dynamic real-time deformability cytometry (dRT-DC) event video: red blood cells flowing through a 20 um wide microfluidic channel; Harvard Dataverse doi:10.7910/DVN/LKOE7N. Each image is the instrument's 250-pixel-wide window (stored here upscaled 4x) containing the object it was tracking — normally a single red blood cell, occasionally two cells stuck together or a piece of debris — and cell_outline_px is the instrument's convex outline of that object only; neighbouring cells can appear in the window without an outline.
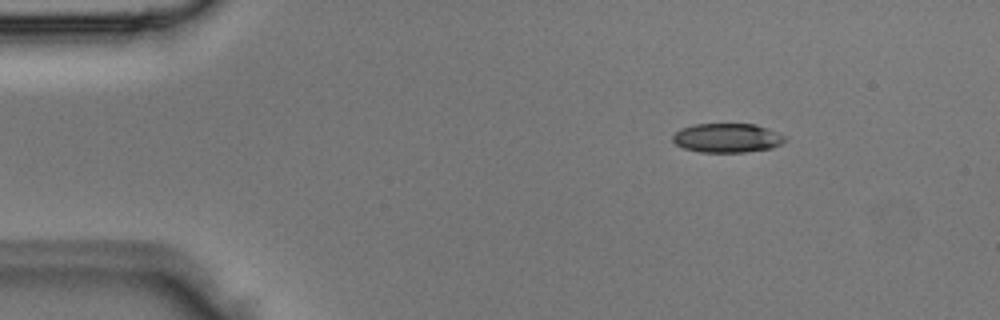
{"species": "Egyptian fruit bat (a non-hibernating species)", "species_latin": "Rousettus aegyptiacus", "temperature_condition": "room temperature", "stored_images_in_passage": 3, "camera_frame_rate_fps": 3000, "um_per_image_px": 0.085, "animal": {"sex": "male"}, "frame": {"image": 1, "passage_image": 1, "time_ms": 0.0, "image_size_px": [1000, 320], "cell_outline_px": [[788, 140], [772, 148], [744, 152], [700, 152], [684, 148], [676, 144], [672, 140], [672, 136], [680, 128], [692, 124], [756, 124], [768, 128], [788, 136]], "centroid_in_image_um": [61.84, 11.72], "position_along_channel_um": 23.2, "area_um2": 19.31}}
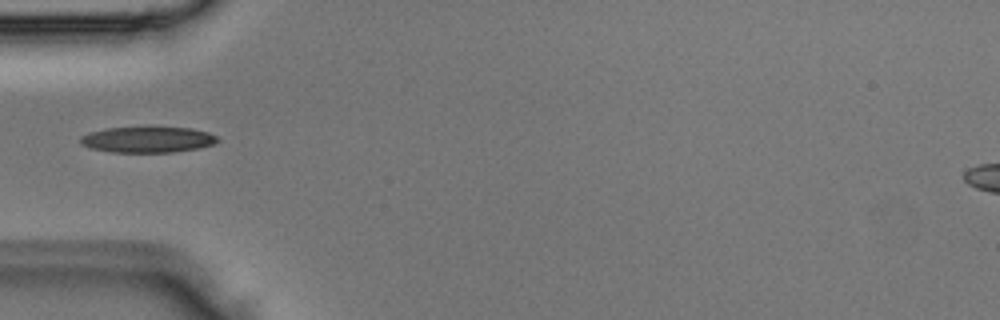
{"frame": {"image": 2, "passage_image": 3, "time_ms": 0.667, "image_size_px": [1000, 320], "cell_outline_px": [[220, 140], [212, 144], [196, 148], [172, 152], [112, 152], [92, 148], [80, 144], [80, 136], [88, 132], [104, 128], [148, 124], [152, 124], [192, 128], [208, 132], [216, 136]], "centroid_in_image_um": [12.51, 11.8], "position_along_channel_um": 72.5, "area_um2": 21.73}}